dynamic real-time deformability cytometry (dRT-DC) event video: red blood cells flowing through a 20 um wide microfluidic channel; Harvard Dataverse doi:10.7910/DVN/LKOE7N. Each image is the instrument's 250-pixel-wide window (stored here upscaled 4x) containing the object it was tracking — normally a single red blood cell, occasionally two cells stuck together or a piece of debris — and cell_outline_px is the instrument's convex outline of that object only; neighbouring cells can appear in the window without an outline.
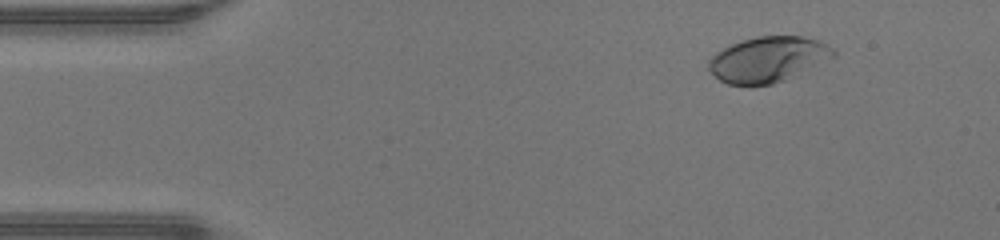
{"species": "human", "species_latin": "Homo sapiens", "temperature_condition": "warm", "stored_images_in_passage": 48, "camera_frame_rate_fps": 3000, "um_per_image_px": 0.085, "donor": {"sex": "male"}, "frame": {"image": 1, "passage_image": 6, "time_ms": 1.667, "image_size_px": [1000, 240], "cell_outline_px": [[836, 56], [784, 80], [772, 84], [752, 88], [728, 84], [720, 80], [708, 68], [708, 60], [716, 52], [732, 44], [756, 36], [800, 36], [820, 40], [828, 44], [836, 52]], "centroid_in_image_um": [65.27, 5.07], "position_along_channel_um": 19.7, "area_um2": 33.29}}
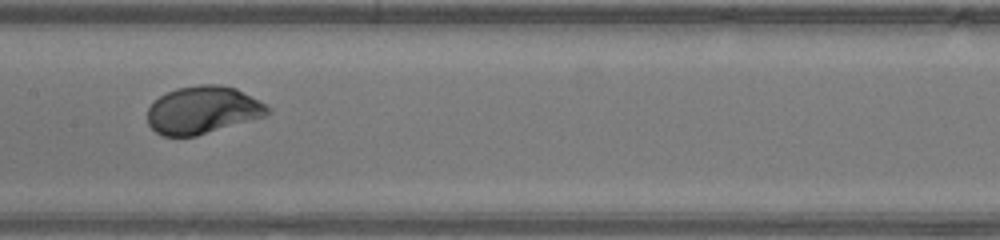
{"frame": {"image": 2, "passage_image": 24, "time_ms": 7.667, "image_size_px": [1000, 240], "cell_outline_px": [[272, 112], [264, 116], [196, 136], [160, 136], [148, 124], [148, 108], [160, 96], [176, 88], [200, 84], [220, 84], [236, 88], [272, 108]], "centroid_in_image_um": [17.23, 9.35], "position_along_channel_um": 190.2, "area_um2": 33.18}}
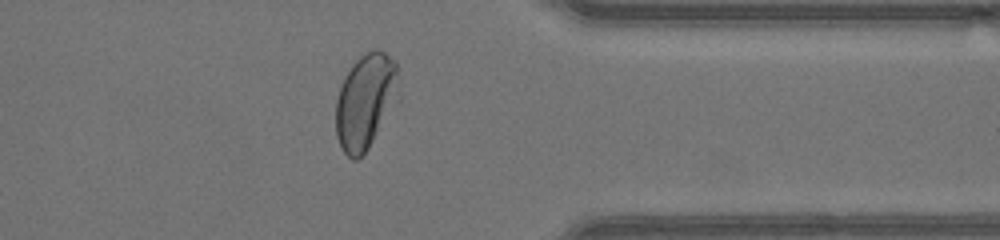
{"frame": {"image": 3, "passage_image": 38, "time_ms": 12.333, "image_size_px": [1000, 240], "cell_outline_px": [[400, 100], [368, 148], [356, 160], [352, 160], [344, 152], [336, 136], [336, 100], [344, 76], [352, 64], [364, 52], [372, 48], [376, 48], [384, 52], [396, 64], [400, 92]], "centroid_in_image_um": [31.1, 8.59], "position_along_channel_um": 380.3, "area_um2": 35.37}, "authors_computed_cell_mechanics": {"area_um2": 34.102, "velocity_mm_per_s": 4.3195, "shape_relaxation_time_tau1_ms": 1.9633, "shape_relaxation_time_tau2_ms": null, "deformation_change_tau1": 0.1586, "deformation_change_tau2": null}}